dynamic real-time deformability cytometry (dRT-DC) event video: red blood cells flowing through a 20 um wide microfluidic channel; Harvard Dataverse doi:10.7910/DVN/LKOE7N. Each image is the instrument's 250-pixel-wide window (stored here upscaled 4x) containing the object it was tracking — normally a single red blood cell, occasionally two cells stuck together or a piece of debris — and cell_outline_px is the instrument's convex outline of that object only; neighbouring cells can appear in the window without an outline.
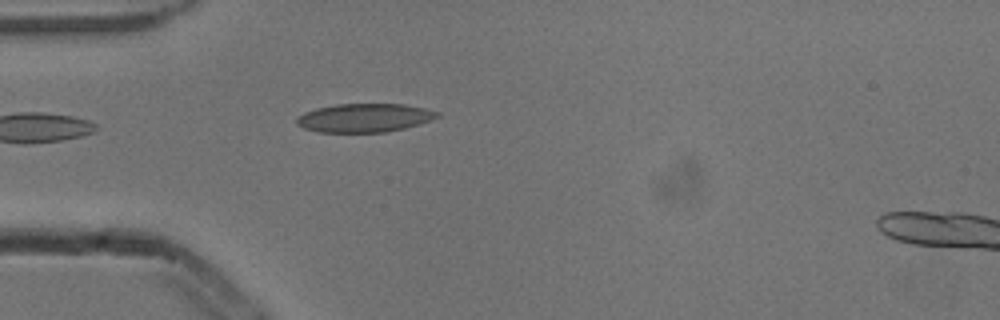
{"species": "common noctule bat (a hibernating species)", "species_latin": "Nyctalus noctula", "temperature_condition": "cold", "stored_images_in_passage": 2, "camera_frame_rate_fps": 3000, "um_per_image_px": 0.085, "animal": {"sex": "male", "body_mass_g": 13.3}, "frame": {"image": 1, "passage_image": 1, "time_ms": 0.0, "image_size_px": [1000, 320], "cell_outline_px": [[440, 116], [432, 120], [420, 124], [404, 128], [384, 132], [320, 132], [304, 128], [296, 124], [296, 120], [304, 112], [316, 108], [336, 104], [404, 104], [424, 108], [440, 112]], "centroid_in_image_um": [31.0, 10.01], "position_along_channel_um": 54.0, "area_um2": 23.41}}